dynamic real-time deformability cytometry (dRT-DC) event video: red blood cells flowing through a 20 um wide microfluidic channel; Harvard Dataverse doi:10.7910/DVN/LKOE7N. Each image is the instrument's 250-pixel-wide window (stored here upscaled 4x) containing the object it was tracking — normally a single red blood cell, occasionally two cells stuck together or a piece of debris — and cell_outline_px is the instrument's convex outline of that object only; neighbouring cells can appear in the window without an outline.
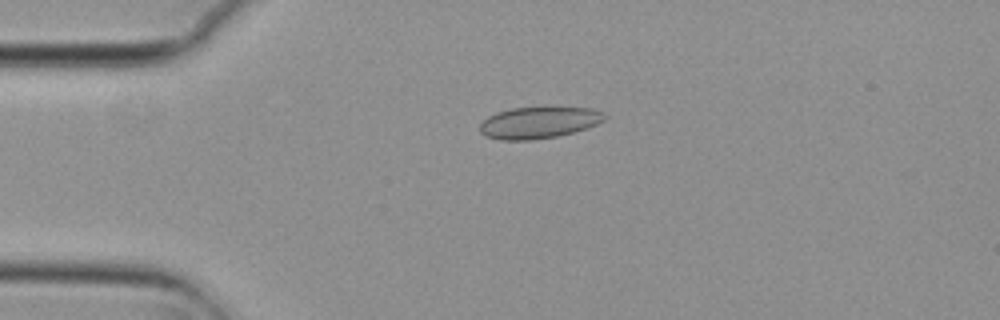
{"species": "common noctule bat (a hibernating species)", "species_latin": "Nyctalus noctula", "temperature_condition": "cold", "stored_images_in_passage": 55, "camera_frame_rate_fps": 3000, "um_per_image_px": 0.085, "animal": {"sex": "female", "body_mass_g": 29.2, "forearm_length_mm": 56.3}, "frame": {"image": 1, "passage_image": 13, "time_ms": 4.0, "image_size_px": [1000, 320], "cell_outline_px": [[608, 116], [604, 120], [588, 128], [556, 136], [532, 140], [500, 140], [484, 136], [480, 132], [480, 124], [488, 116], [496, 112], [512, 108], [592, 108], [604, 112]], "centroid_in_image_um": [45.79, 10.43], "position_along_channel_um": 39.2, "area_um2": 22.89}}
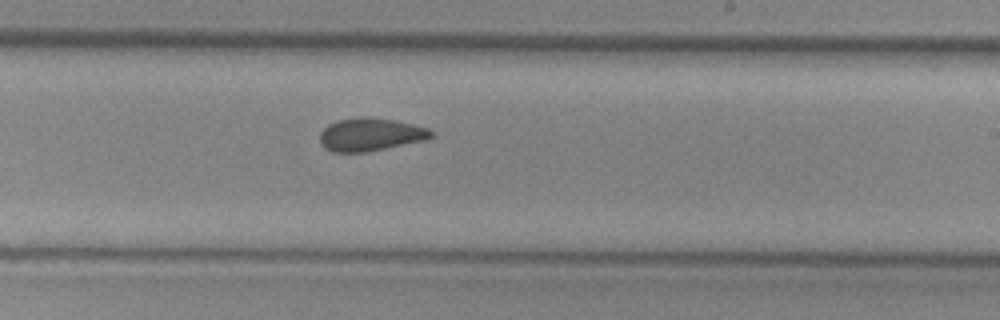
{"frame": {"image": 2, "passage_image": 33, "time_ms": 10.667, "image_size_px": [1000, 320], "cell_outline_px": [[436, 136], [424, 140], [368, 152], [332, 152], [324, 148], [320, 144], [320, 132], [328, 124], [336, 120], [396, 120], [428, 128], [436, 132]], "centroid_in_image_um": [31.51, 11.49], "position_along_channel_um": 257.5, "area_um2": 20.81}}
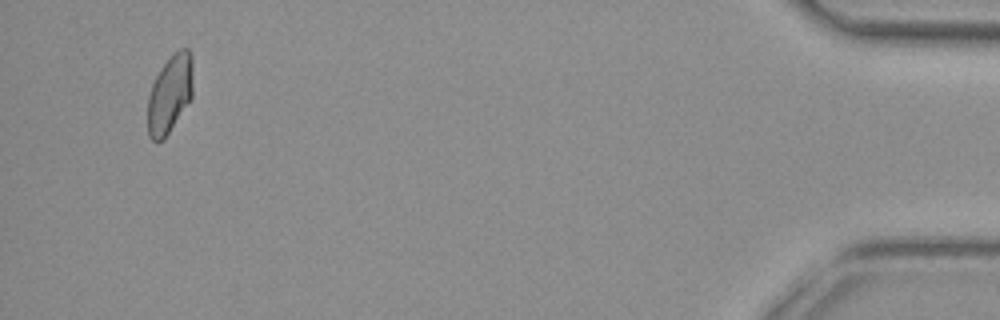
{"frame": {"image": 3, "passage_image": 53, "time_ms": 17.333, "image_size_px": [1000, 320], "cell_outline_px": [[192, 96], [164, 140], [152, 140], [148, 136], [148, 96], [152, 84], [160, 68], [180, 48], [188, 48], [192, 56]], "centroid_in_image_um": [14.43, 7.99], "position_along_channel_um": 420.8, "area_um2": 20.35}, "authors_computed_cell_mechanics": {"area_um2": 21.6172, "velocity_mm_per_s": 3.7056, "shape_relaxation_time_tau1_ms": null, "shape_relaxation_time_tau2_ms": 1.4651, "deformation_change_tau1": null, "deformation_change_tau2": 0.0659}}